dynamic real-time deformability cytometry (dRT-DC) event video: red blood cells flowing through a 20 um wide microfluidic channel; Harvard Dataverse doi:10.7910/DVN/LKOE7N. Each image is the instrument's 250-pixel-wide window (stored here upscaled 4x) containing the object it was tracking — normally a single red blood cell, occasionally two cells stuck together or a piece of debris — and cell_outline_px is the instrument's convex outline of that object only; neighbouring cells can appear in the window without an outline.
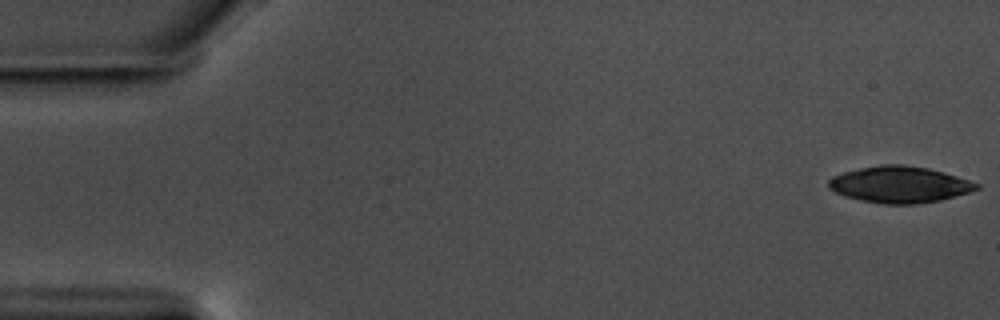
{"species": "common noctule bat (a hibernating species)", "species_latin": "Nyctalus noctula", "temperature_condition": "warm", "stored_images_in_passage": 57, "camera_frame_rate_fps": 3000, "um_per_image_px": 0.085, "animal": {"sex": "male", "body_mass_g": 17.5, "forearm_length_mm": 52.3}, "frame": {"image": 1, "passage_image": 1, "time_ms": 0.0, "image_size_px": [1000, 320], "cell_outline_px": [[980, 188], [968, 192], [940, 200], [916, 204], [884, 204], [860, 200], [844, 196], [828, 188], [828, 180], [832, 176], [844, 172], [860, 168], [884, 164], [904, 164], [928, 168], [944, 172], [980, 184]], "centroid_in_image_um": [76.44, 15.68], "position_along_channel_um": 8.6, "area_um2": 31.33}}
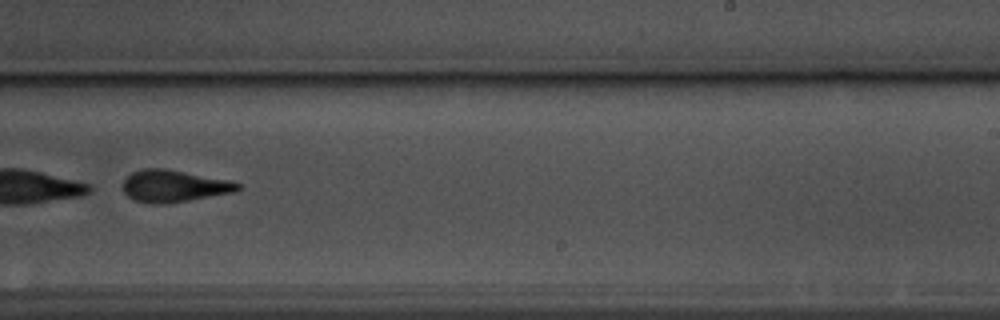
{"frame": {"image": 2, "passage_image": 36, "time_ms": 11.667, "image_size_px": [1000, 320], "cell_outline_px": [[240, 188], [232, 192], [168, 204], [148, 204], [136, 200], [128, 196], [124, 192], [124, 180], [132, 172], [144, 168], [164, 168], [228, 180], [240, 184]], "centroid_in_image_um": [14.74, 15.82], "position_along_channel_um": 274.3, "area_um2": 21.15}}